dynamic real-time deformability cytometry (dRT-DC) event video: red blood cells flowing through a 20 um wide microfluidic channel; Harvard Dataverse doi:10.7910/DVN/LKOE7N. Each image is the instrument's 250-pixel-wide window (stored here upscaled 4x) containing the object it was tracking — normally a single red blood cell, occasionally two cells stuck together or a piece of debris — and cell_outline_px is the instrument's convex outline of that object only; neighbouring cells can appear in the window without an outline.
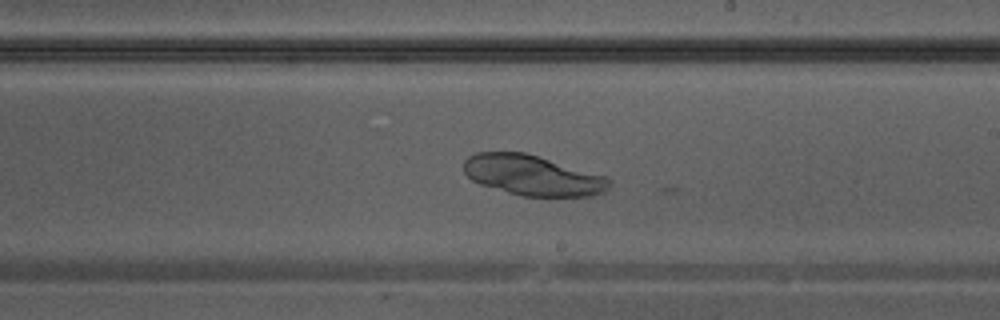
{"species": "Egyptian fruit bat (a non-hibernating species)", "species_latin": "Rousettus aegyptiacus", "temperature_condition": "warm", "stored_images_in_passage": 17, "camera_frame_rate_fps": 3000, "um_per_image_px": 0.085, "animal": {"sex": "male"}, "frame": {"image": 1, "passage_image": 14, "time_ms": 4.333, "image_size_px": [1000, 320], "cell_outline_px": [[612, 184], [604, 192], [592, 196], [520, 196], [480, 184], [472, 180], [464, 172], [464, 160], [468, 156], [476, 152], [524, 152], [608, 176], [612, 180]], "centroid_in_image_um": [45.3, 14.9], "position_along_channel_um": 243.7, "area_um2": 34.39}}
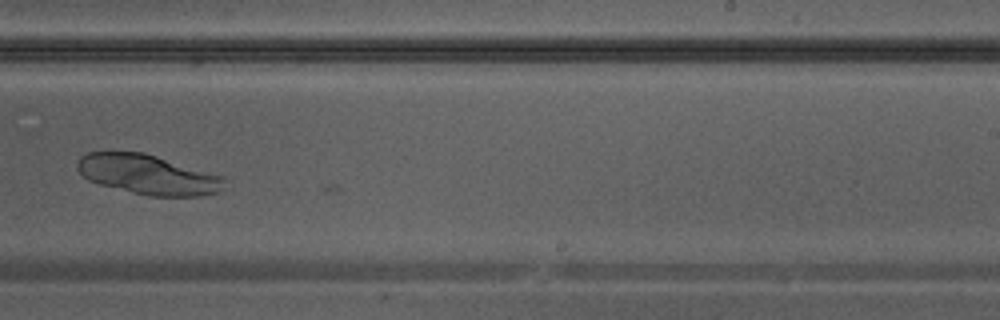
{"frame": {"image": 2, "passage_image": 16, "time_ms": 5.0, "image_size_px": [1000, 320], "cell_outline_px": [[224, 192], [200, 196], [148, 196], [100, 184], [88, 180], [76, 168], [76, 164], [80, 156], [88, 152], [144, 152], [224, 176]], "centroid_in_image_um": [12.61, 14.84], "position_along_channel_um": 276.4, "area_um2": 34.22}}